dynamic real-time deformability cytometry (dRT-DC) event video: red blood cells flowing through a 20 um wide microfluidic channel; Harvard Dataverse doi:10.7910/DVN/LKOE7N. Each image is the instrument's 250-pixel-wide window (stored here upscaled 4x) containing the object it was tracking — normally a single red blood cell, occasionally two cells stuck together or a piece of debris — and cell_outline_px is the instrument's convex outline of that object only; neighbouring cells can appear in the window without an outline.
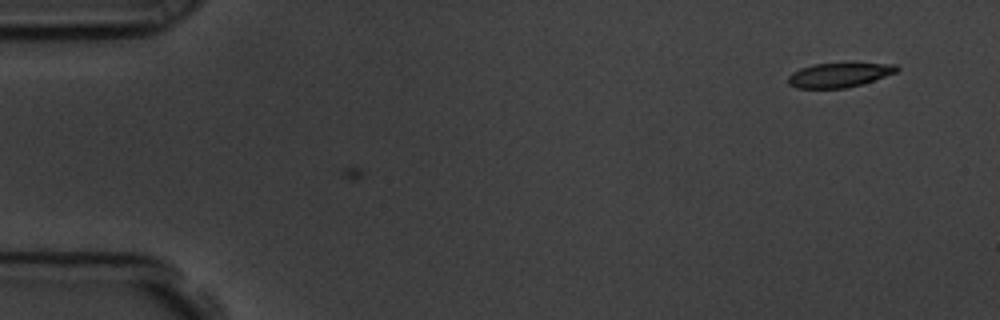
{"species": "common noctule bat (a hibernating species)", "species_latin": "Nyctalus noctula", "temperature_condition": "room temperature", "stored_images_in_passage": 3, "camera_frame_rate_fps": 3000, "um_per_image_px": 0.085, "animal": {"sex": "male", "body_mass_g": 19.5, "forearm_length_mm": 54.6}, "frame": {"image": 1, "passage_image": 3, "time_ms": 0.667, "image_size_px": [1000, 320], "cell_outline_px": [[900, 68], [896, 72], [864, 84], [844, 88], [796, 88], [788, 84], [788, 76], [792, 72], [800, 68], [812, 64], [896, 64]], "centroid_in_image_um": [71.29, 6.39], "position_along_channel_um": 13.7, "area_um2": 15.32}}